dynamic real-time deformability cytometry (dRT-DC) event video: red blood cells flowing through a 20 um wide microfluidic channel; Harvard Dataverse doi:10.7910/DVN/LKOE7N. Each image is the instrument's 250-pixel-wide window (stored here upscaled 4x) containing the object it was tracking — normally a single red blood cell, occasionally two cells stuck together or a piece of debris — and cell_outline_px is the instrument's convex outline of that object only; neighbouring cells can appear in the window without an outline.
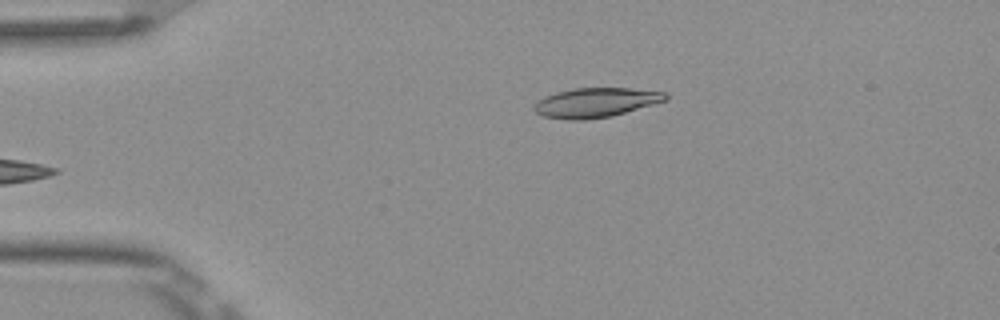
{"species": "Egyptian fruit bat (a non-hibernating species)", "species_latin": "Rousettus aegyptiacus", "temperature_condition": "room temperature", "stored_images_in_passage": 36, "camera_frame_rate_fps": 3000, "um_per_image_px": 0.085, "frame": {"image": 1, "passage_image": 1, "time_ms": 0.0, "image_size_px": [1000, 320], "cell_outline_px": [[668, 100], [612, 116], [584, 120], [568, 120], [544, 116], [536, 112], [532, 108], [536, 100], [544, 96], [556, 92], [572, 88], [628, 88], [668, 92]], "centroid_in_image_um": [50.63, 8.71], "position_along_channel_um": 34.4, "area_um2": 22.83}}
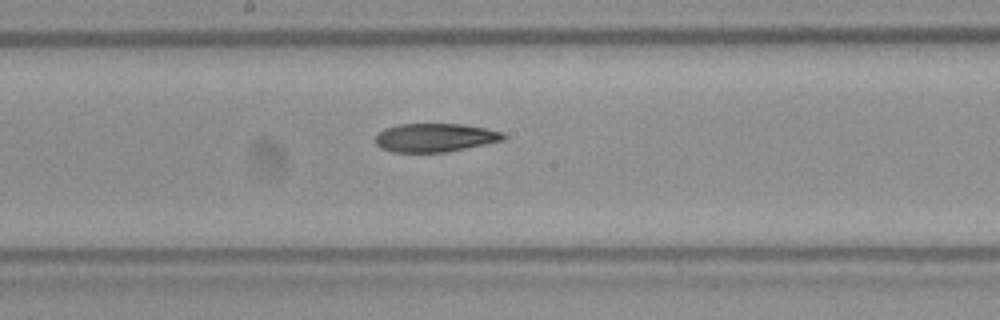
{"frame": {"image": 2, "passage_image": 18, "time_ms": 5.667, "image_size_px": [1000, 320], "cell_outline_px": [[504, 140], [444, 152], [392, 152], [380, 148], [376, 144], [376, 136], [384, 128], [396, 124], [464, 124], [504, 132]], "centroid_in_image_um": [36.94, 11.69], "position_along_channel_um": 211.3, "area_um2": 21.15}}
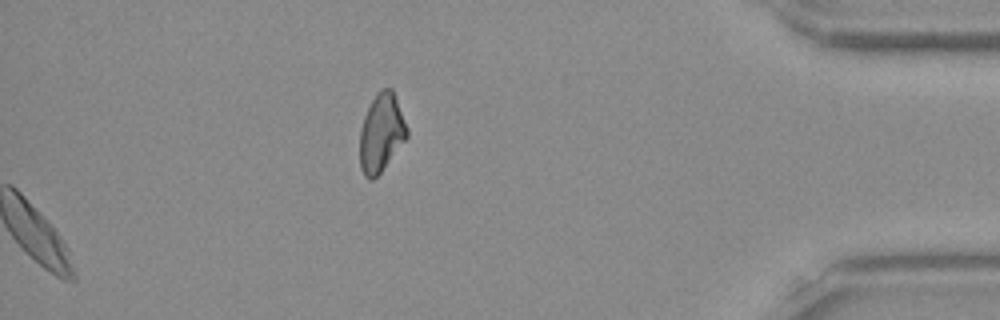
{"frame": {"image": 3, "passage_image": 36, "time_ms": 11.667, "image_size_px": [1000, 320], "cell_outline_px": [[408, 136], [380, 172], [372, 180], [368, 180], [364, 176], [360, 168], [360, 128], [364, 116], [376, 92], [380, 88], [392, 88], [408, 128]], "centroid_in_image_um": [32.4, 11.28], "position_along_channel_um": 402.8, "area_um2": 21.39}}